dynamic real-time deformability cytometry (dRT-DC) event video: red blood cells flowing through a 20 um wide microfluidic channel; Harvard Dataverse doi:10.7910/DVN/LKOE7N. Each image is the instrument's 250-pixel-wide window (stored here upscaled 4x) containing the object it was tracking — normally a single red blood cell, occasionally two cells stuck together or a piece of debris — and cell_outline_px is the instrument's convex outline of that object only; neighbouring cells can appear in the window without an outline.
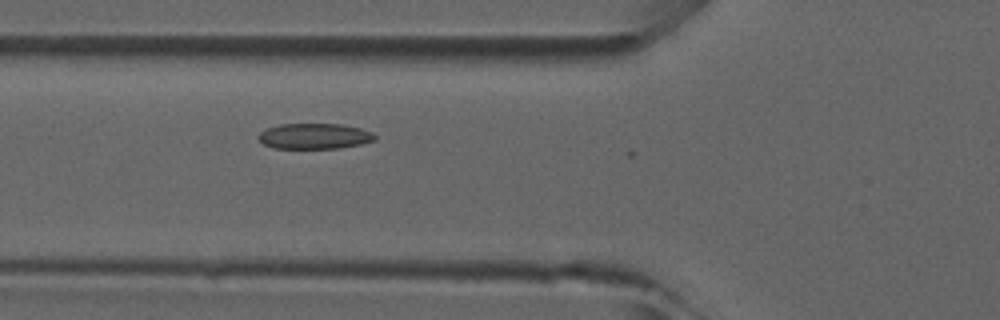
{"species": "common noctule bat (a hibernating species)", "species_latin": "Nyctalus noctula", "temperature_condition": "room temperature", "stored_images_in_passage": 17, "camera_frame_rate_fps": 3000, "um_per_image_px": 0.085, "animal": {"sex": "male", "forearm_length_mm": 52.5}, "frame": {"image": 1, "passage_image": 16, "time_ms": 5.0, "image_size_px": [1000, 320], "cell_outline_px": [[376, 140], [360, 144], [340, 148], [276, 148], [264, 144], [256, 136], [260, 132], [268, 128], [280, 124], [340, 124], [360, 128], [372, 132], [376, 136]], "centroid_in_image_um": [26.74, 11.57], "position_along_channel_um": 99.1, "area_um2": 17.28}}